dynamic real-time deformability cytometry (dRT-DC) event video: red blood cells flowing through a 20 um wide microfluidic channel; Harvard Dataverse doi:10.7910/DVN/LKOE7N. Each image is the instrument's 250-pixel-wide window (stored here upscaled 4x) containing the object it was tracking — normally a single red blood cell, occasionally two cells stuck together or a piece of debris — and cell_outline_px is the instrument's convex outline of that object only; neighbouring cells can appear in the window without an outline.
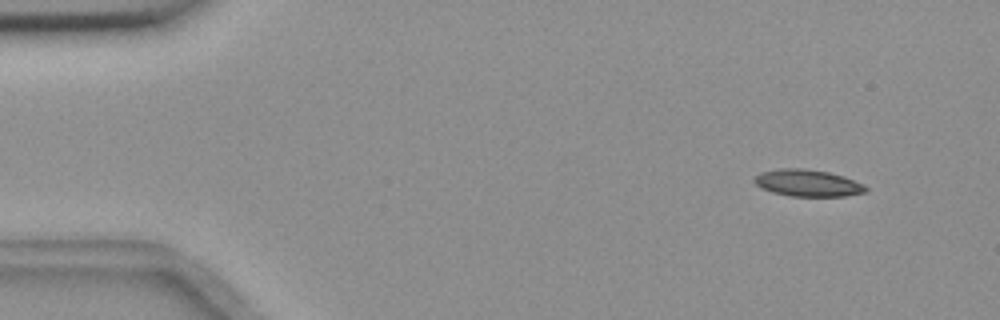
{"species": "common noctule bat (a hibernating species)", "species_latin": "Nyctalus noctula", "temperature_condition": "room temperature", "stored_images_in_passage": 5, "segment_of_instrument_passage": [1, 2], "camera_frame_rate_fps": 3000, "um_per_image_px": 0.085, "animal": {"sex": "female", "body_mass_g": 18.4}, "frame": {"image": 1, "passage_image": 1, "time_ms": 0.0, "image_size_px": [1000, 320], "cell_outline_px": [[868, 192], [844, 196], [792, 196], [772, 192], [760, 188], [752, 180], [760, 172], [780, 168], [800, 168], [828, 172], [844, 176], [864, 184], [868, 188]], "centroid_in_image_um": [68.66, 15.56], "position_along_channel_um": 16.3, "area_um2": 17.51}}